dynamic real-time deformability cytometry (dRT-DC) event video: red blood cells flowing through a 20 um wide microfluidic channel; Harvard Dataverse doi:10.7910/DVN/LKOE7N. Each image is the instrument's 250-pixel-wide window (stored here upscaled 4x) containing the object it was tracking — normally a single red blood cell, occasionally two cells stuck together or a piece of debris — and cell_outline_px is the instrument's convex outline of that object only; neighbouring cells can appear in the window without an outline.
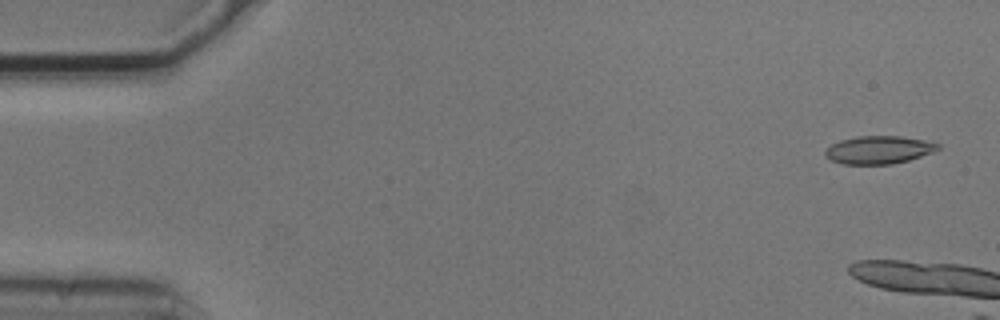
{"species": "common noctule bat (a hibernating species)", "species_latin": "Nyctalus noctula", "temperature_condition": "cold", "stored_images_in_passage": 5, "camera_frame_rate_fps": 3000, "um_per_image_px": 0.085, "animal": {"sex": "male", "body_mass_g": 20.5, "forearm_length_mm": 52.5}, "frame": {"image": 1, "passage_image": 1, "time_ms": 0.0, "image_size_px": [1000, 320], "cell_outline_px": [[940, 148], [932, 152], [908, 160], [892, 164], [840, 164], [824, 156], [824, 152], [832, 144], [840, 140], [860, 136], [900, 136], [936, 140], [940, 144]], "centroid_in_image_um": [74.75, 12.72], "position_along_channel_um": 10.2, "area_um2": 18.55}}